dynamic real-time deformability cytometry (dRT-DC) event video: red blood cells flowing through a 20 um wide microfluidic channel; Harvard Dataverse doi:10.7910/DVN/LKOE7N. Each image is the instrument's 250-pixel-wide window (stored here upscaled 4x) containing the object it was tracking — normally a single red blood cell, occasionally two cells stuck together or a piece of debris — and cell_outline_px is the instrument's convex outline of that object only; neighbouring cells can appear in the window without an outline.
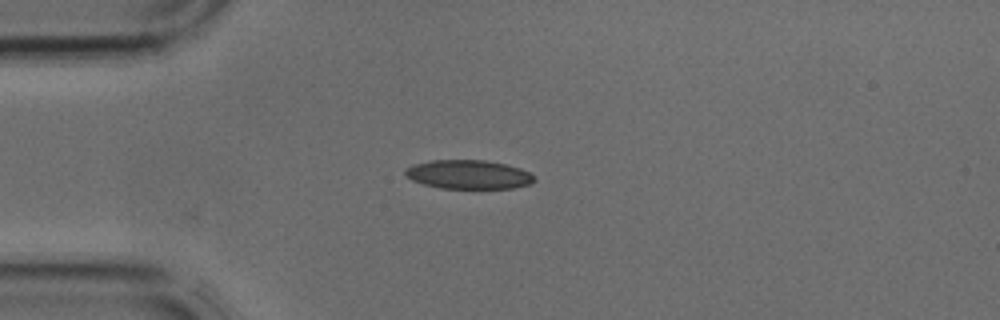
{"species": "common noctule bat (a hibernating species)", "species_latin": "Nyctalus noctula", "temperature_condition": "cold", "stored_images_in_passage": 33, "camera_frame_rate_fps": 3000, "um_per_image_px": 0.085, "animal": {"sex": "male", "body_mass_g": 17.9, "forearm_length_mm": 54.2}, "frame": {"image": 1, "passage_image": 1, "time_ms": 0.0, "image_size_px": [1000, 320], "cell_outline_px": [[536, 180], [528, 184], [512, 188], [440, 188], [424, 184], [412, 180], [404, 172], [408, 168], [416, 164], [432, 160], [484, 160], [504, 164], [520, 168], [536, 176]], "centroid_in_image_um": [39.86, 14.83], "position_along_channel_um": 45.1, "area_um2": 21.44}}
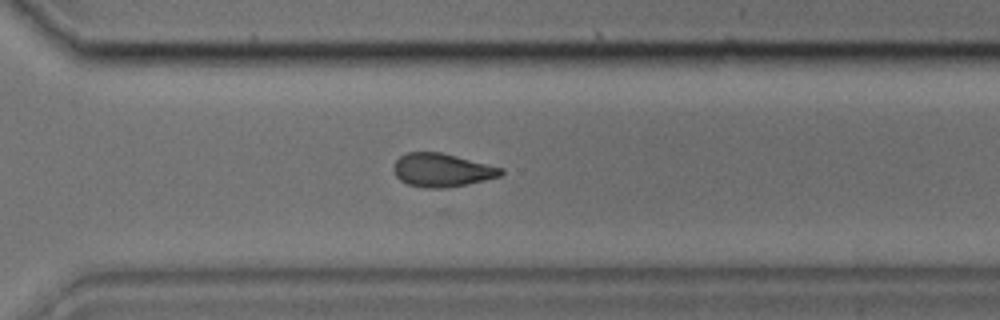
{"frame": {"image": 2, "passage_image": 20, "time_ms": 6.333, "image_size_px": [1000, 320], "cell_outline_px": [[504, 172], [500, 176], [468, 184], [444, 188], [424, 188], [408, 184], [400, 180], [392, 172], [392, 164], [400, 156], [408, 152], [440, 152], [504, 168]], "centroid_in_image_um": [37.53, 14.46], "position_along_channel_um": 333.1, "area_um2": 20.98}}
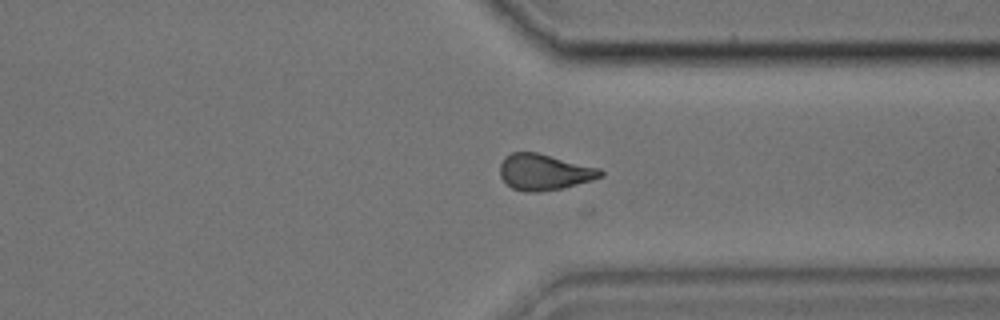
{"frame": {"image": 3, "passage_image": 22, "time_ms": 7.0, "image_size_px": [1000, 320], "cell_outline_px": [[604, 172], [600, 176], [588, 180], [560, 188], [540, 192], [524, 192], [512, 188], [500, 176], [500, 164], [504, 156], [512, 152], [536, 152], [600, 168]], "centroid_in_image_um": [46.19, 14.61], "position_along_channel_um": 365.2, "area_um2": 20.81}}